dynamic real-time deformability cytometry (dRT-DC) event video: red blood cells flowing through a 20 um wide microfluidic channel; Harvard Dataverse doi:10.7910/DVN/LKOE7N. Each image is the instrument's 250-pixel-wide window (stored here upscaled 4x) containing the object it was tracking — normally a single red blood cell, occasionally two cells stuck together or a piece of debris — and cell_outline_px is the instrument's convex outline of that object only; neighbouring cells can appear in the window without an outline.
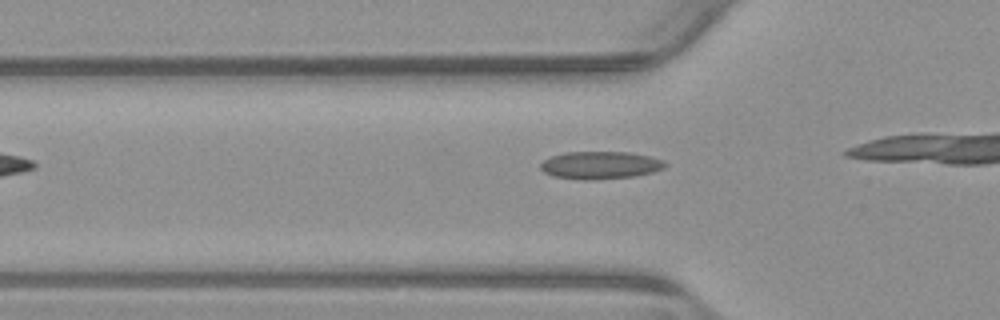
{"species": "common noctule bat (a hibernating species)", "species_latin": "Nyctalus noctula", "temperature_condition": "warm", "stored_images_in_passage": 7, "camera_frame_rate_fps": 3000, "um_per_image_px": 0.085, "animal": {"sex": "male", "body_mass_g": 23.1, "forearm_length_mm": 52.7}, "frame": {"image": 1, "passage_image": 2, "time_ms": 0.333, "image_size_px": [1000, 320], "cell_outline_px": [[668, 164], [664, 168], [652, 172], [636, 176], [592, 180], [584, 180], [552, 176], [544, 172], [540, 168], [540, 164], [544, 160], [552, 156], [564, 152], [628, 152], [648, 156], [664, 160]], "centroid_in_image_um": [51.02, 14.04], "position_along_channel_um": 74.8, "area_um2": 20.11}}
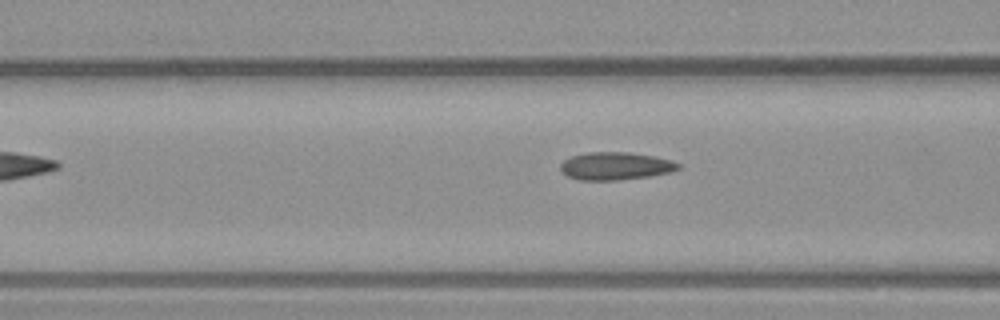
{"frame": {"image": 2, "passage_image": 5, "time_ms": 1.333, "image_size_px": [1000, 320], "cell_outline_px": [[680, 168], [672, 172], [648, 176], [616, 180], [580, 180], [568, 176], [560, 168], [560, 164], [564, 160], [572, 156], [588, 152], [628, 152], [652, 156], [672, 160], [680, 164]], "centroid_in_image_um": [52.33, 14.11], "position_along_channel_um": 114.3, "area_um2": 18.9}}